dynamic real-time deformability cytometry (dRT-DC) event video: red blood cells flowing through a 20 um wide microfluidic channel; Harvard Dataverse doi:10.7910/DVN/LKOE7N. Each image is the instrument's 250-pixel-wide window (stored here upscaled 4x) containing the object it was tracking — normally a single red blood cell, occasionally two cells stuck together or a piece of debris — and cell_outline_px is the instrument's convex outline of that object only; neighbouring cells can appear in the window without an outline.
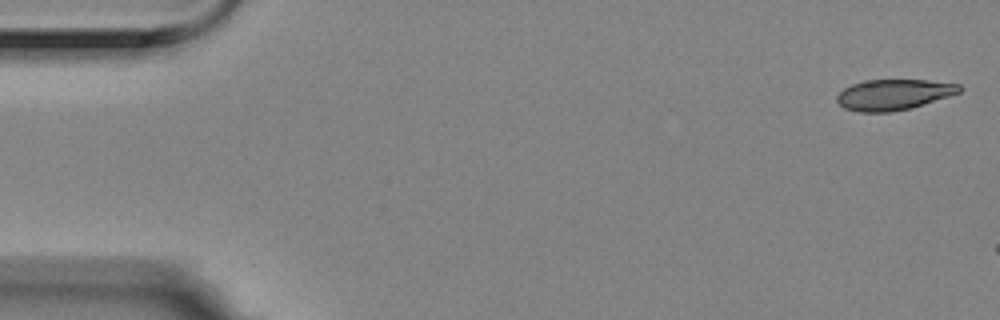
{"species": "Egyptian fruit bat (a non-hibernating species)", "species_latin": "Rousettus aegyptiacus", "temperature_condition": "room temperature", "stored_images_in_passage": 3, "camera_frame_rate_fps": 3000, "um_per_image_px": 0.085, "animal": {"sex": "female"}, "frame": {"image": 1, "passage_image": 1, "time_ms": 0.0, "image_size_px": [1000, 320], "cell_outline_px": [[964, 88], [960, 92], [912, 108], [892, 112], [860, 112], [844, 108], [836, 100], [836, 96], [844, 88], [852, 84], [864, 80], [928, 80], [960, 84]], "centroid_in_image_um": [75.96, 8.04], "position_along_channel_um": 9.0, "area_um2": 21.96}}